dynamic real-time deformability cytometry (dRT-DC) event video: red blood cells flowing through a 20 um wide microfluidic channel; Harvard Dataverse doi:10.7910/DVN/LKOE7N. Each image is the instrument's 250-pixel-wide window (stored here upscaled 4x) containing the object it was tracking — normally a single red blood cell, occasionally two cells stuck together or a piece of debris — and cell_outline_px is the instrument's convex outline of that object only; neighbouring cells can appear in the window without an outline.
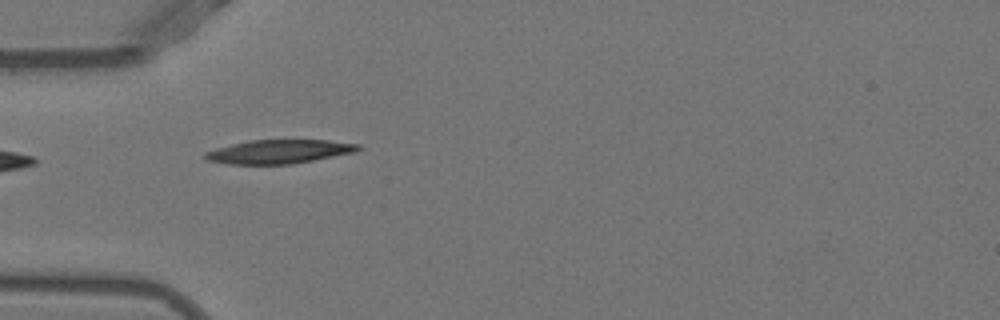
{"species": "Egyptian fruit bat (a non-hibernating species)", "species_latin": "Rousettus aegyptiacus", "temperature_condition": "warm", "stored_images_in_passage": 35, "camera_frame_rate_fps": 3000, "um_per_image_px": 0.085, "animal": {"sex": "female"}, "frame": {"image": 1, "passage_image": 1, "time_ms": 0.0, "image_size_px": [1000, 320], "cell_outline_px": [[364, 148], [356, 152], [292, 164], [228, 164], [204, 160], [204, 152], [232, 144], [248, 140], [328, 140], [360, 144]], "centroid_in_image_um": [23.74, 12.89], "position_along_channel_um": 61.3, "area_um2": 21.33}}
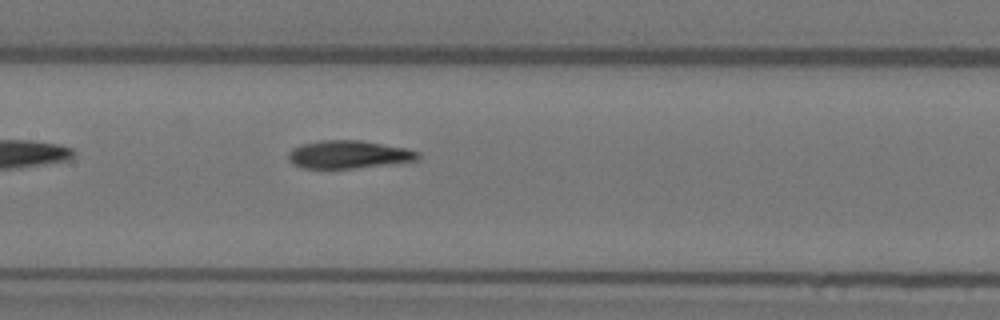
{"frame": {"image": 2, "passage_image": 10, "time_ms": 3.0, "image_size_px": [1000, 320], "cell_outline_px": [[420, 160], [356, 168], [300, 168], [292, 164], [288, 160], [288, 152], [292, 148], [300, 144], [320, 140], [360, 140], [404, 148], [420, 152]], "centroid_in_image_um": [29.59, 13.13], "position_along_channel_um": 177.8, "area_um2": 21.21}}
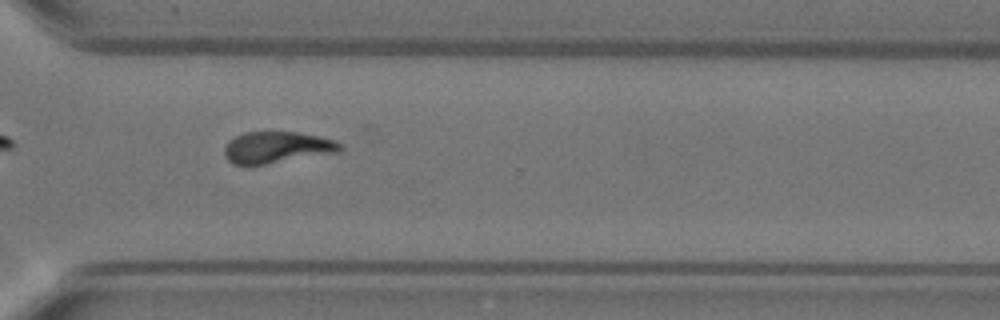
{"frame": {"image": 3, "passage_image": 23, "time_ms": 7.333, "image_size_px": [1000, 320], "cell_outline_px": [[344, 148], [340, 152], [248, 168], [244, 168], [232, 164], [224, 156], [224, 144], [228, 140], [244, 132], [296, 132], [336, 140]], "centroid_in_image_um": [23.47, 12.58], "position_along_channel_um": 347.1, "area_um2": 22.14}, "authors_computed_cell_mechanics": {"area_um2": 21.386, "velocity_mm_per_s": 3.9257, "shape_relaxation_time_tau1_ms": 8.5412, "shape_relaxation_time_tau2_ms": 2.9294, "deformation_change_tau1": 0.2686, "deformation_change_tau2": 0.1007}}